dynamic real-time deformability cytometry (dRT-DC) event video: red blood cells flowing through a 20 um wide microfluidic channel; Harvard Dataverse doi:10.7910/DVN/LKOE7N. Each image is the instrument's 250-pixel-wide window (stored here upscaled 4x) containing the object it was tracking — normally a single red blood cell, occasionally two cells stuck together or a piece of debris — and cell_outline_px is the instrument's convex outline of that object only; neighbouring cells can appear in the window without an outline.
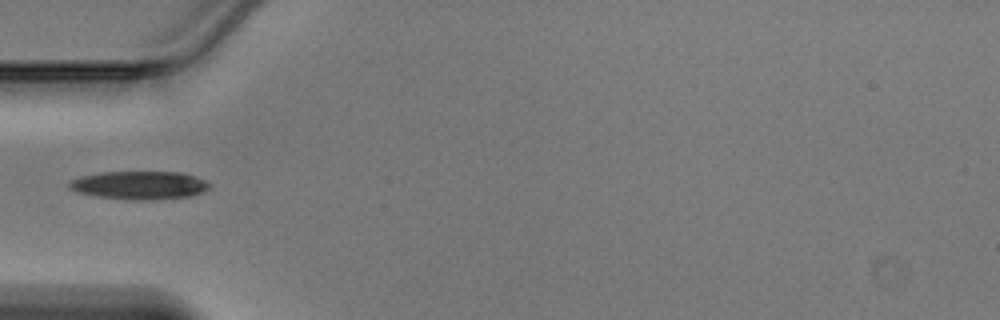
{"species": "Egyptian fruit bat (a non-hibernating species)", "species_latin": "Rousettus aegyptiacus", "temperature_condition": "warm", "stored_images_in_passage": 32, "camera_frame_rate_fps": 3000, "um_per_image_px": 0.085, "animal": {"sex": "male"}, "frame": {"image": 1, "passage_image": 1, "time_ms": 0.0, "image_size_px": [1000, 320], "cell_outline_px": [[212, 184], [204, 192], [188, 196], [148, 200], [136, 200], [96, 196], [76, 192], [68, 188], [68, 180], [80, 176], [100, 172], [180, 172], [196, 176]], "centroid_in_image_um": [11.81, 15.73], "position_along_channel_um": 73.2, "area_um2": 23.18}}
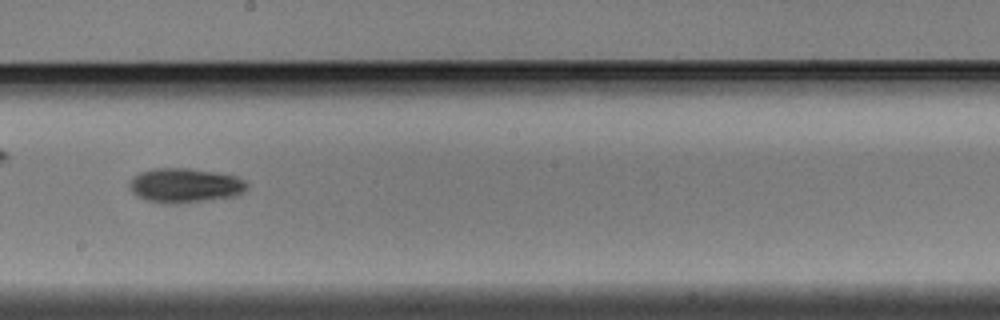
{"frame": {"image": 2, "passage_image": 12, "time_ms": 3.667, "image_size_px": [1000, 320], "cell_outline_px": [[248, 188], [236, 196], [208, 200], [176, 204], [168, 204], [148, 200], [136, 196], [128, 188], [128, 184], [132, 176], [140, 172], [152, 168], [188, 168], [236, 176], [244, 180], [248, 184]], "centroid_in_image_um": [15.68, 15.76], "position_along_channel_um": 232.5, "area_um2": 23.76}}
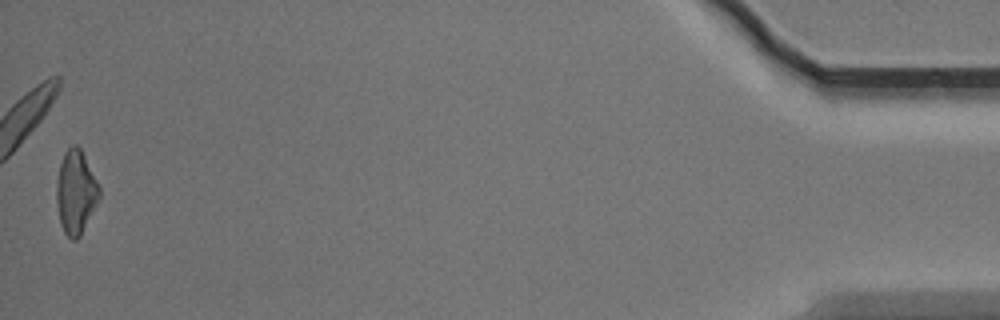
{"frame": {"image": 3, "passage_image": 32, "time_ms": 10.333, "image_size_px": [1000, 320], "cell_outline_px": [[100, 196], [80, 236], [76, 240], [72, 240], [64, 232], [60, 224], [56, 200], [56, 184], [60, 164], [64, 152], [72, 144], [76, 144], [80, 148], [100, 188]], "centroid_in_image_um": [6.42, 16.33], "position_along_channel_um": 428.8, "area_um2": 20.58}}